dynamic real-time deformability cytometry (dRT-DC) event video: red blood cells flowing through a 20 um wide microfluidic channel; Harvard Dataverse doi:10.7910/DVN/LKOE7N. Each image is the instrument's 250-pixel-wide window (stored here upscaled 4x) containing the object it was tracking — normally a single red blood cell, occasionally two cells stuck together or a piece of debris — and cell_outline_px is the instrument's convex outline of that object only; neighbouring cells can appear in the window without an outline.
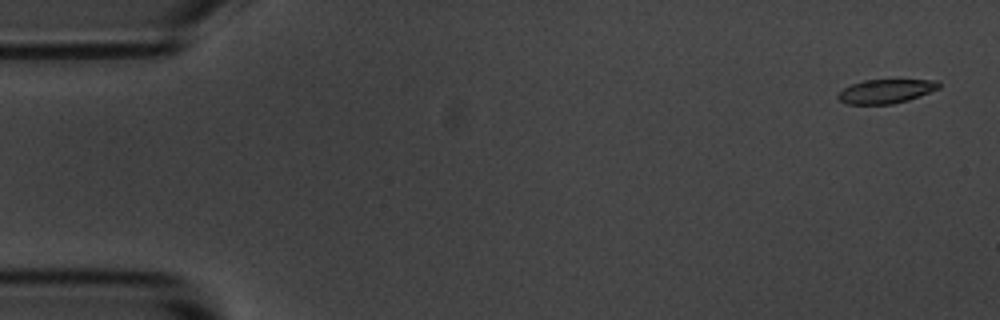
{"species": "common noctule bat (a hibernating species)", "species_latin": "Nyctalus noctula", "temperature_condition": "room temperature", "stored_images_in_passage": 5, "camera_frame_rate_fps": 3000, "um_per_image_px": 0.085, "animal": {"sex": "male", "body_mass_g": 20.1, "forearm_length_mm": 53.5}, "frame": {"image": 1, "passage_image": 1, "time_ms": 0.0, "image_size_px": [1000, 320], "cell_outline_px": [[940, 88], [908, 100], [892, 104], [848, 104], [840, 100], [836, 96], [844, 88], [852, 84], [864, 80], [936, 80], [940, 84]], "centroid_in_image_um": [75.3, 7.76], "position_along_channel_um": 9.7, "area_um2": 13.93}}